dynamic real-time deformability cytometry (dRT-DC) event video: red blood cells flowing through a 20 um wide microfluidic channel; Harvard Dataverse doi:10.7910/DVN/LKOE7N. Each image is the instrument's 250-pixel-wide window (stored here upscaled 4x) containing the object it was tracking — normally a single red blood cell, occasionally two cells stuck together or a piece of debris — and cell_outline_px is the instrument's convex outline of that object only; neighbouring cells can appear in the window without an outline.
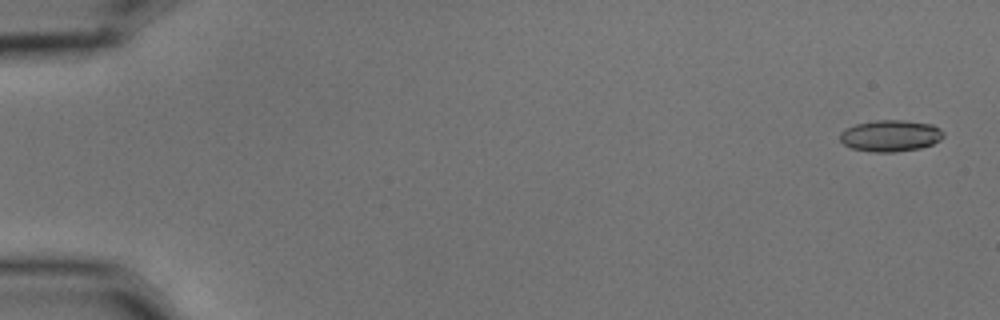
{"species": "common noctule bat (a hibernating species)", "species_latin": "Nyctalus noctula", "temperature_condition": "cold", "stored_images_in_passage": 11, "camera_frame_rate_fps": 3000, "um_per_image_px": 0.085, "animal": {"sex": "male", "body_mass_g": 15.6}, "frame": {"image": 1, "passage_image": 1, "time_ms": 0.0, "image_size_px": [1000, 320], "cell_outline_px": [[944, 136], [940, 140], [932, 144], [920, 148], [892, 152], [872, 152], [852, 148], [844, 144], [840, 140], [840, 132], [856, 124], [876, 120], [904, 120], [932, 124], [940, 128], [944, 132]], "centroid_in_image_um": [75.71, 11.53], "position_along_channel_um": 9.3, "area_um2": 18.96}}
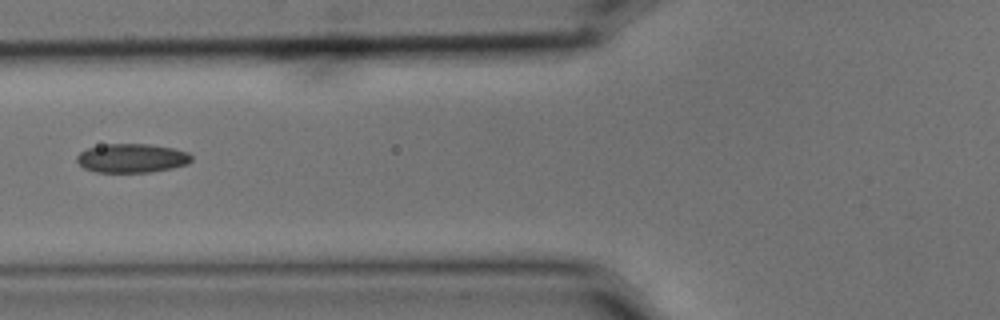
{"frame": {"image": 2, "passage_image": 6, "time_ms": 1.667, "image_size_px": [1000, 320], "cell_outline_px": [[192, 160], [188, 164], [172, 168], [148, 172], [96, 172], [84, 168], [76, 160], [76, 156], [80, 152], [88, 148], [104, 144], [152, 144], [172, 148], [188, 152], [192, 156]], "centroid_in_image_um": [11.21, 13.44], "position_along_channel_um": 114.6, "area_um2": 19.36}}
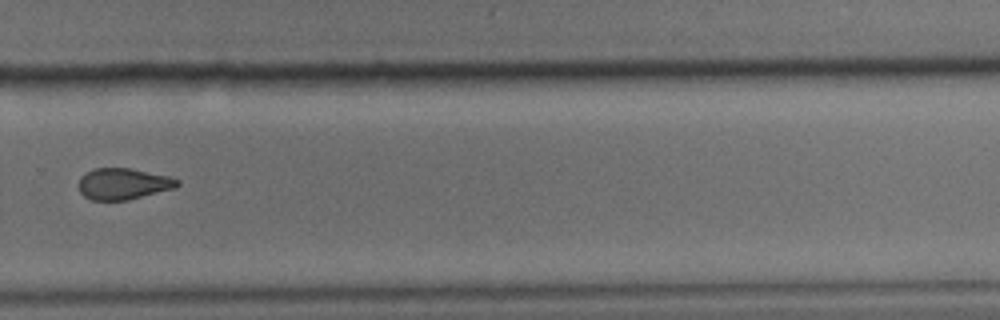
{"frame": {"image": 3, "passage_image": 11, "time_ms": 3.333, "image_size_px": [1000, 320], "cell_outline_px": [[180, 184], [176, 188], [128, 200], [92, 200], [84, 196], [80, 192], [80, 176], [84, 172], [92, 168], [128, 168], [168, 176], [180, 180]], "centroid_in_image_um": [10.47, 15.62], "position_along_channel_um": 319.3, "area_um2": 18.03}}